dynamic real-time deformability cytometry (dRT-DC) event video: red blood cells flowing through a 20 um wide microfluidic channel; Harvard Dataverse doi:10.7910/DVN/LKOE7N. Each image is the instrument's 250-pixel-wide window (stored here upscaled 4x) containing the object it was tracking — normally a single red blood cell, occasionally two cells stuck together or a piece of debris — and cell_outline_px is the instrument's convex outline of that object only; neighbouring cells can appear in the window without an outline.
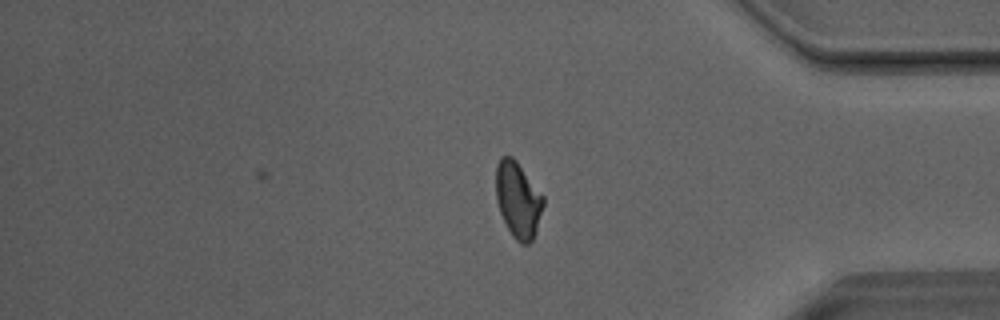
{"species": "Egyptian fruit bat (a non-hibernating species)", "species_latin": "Rousettus aegyptiacus", "temperature_condition": "room temperature", "stored_images_in_passage": 36, "camera_frame_rate_fps": 3000, "um_per_image_px": 0.085, "animal": {"sex": "male"}, "frame": {"image": 1, "passage_image": 36, "time_ms": 11.667, "image_size_px": [1000, 320], "cell_outline_px": [[544, 204], [532, 240], [528, 244], [520, 244], [512, 236], [500, 212], [496, 200], [496, 164], [500, 156], [512, 156], [516, 160], [544, 196]], "centroid_in_image_um": [44.02, 16.95], "position_along_channel_um": 391.2, "area_um2": 20.87}, "authors_computed_cell_mechanics": {"area_um2": 21.2704, "velocity_mm_per_s": 4.0663, "shape_relaxation_time_tau1_ms": 5.066, "shape_relaxation_time_tau2_ms": 1.5235, "deformation_change_tau1": 0.1465, "deformation_change_tau2": 0.074}}